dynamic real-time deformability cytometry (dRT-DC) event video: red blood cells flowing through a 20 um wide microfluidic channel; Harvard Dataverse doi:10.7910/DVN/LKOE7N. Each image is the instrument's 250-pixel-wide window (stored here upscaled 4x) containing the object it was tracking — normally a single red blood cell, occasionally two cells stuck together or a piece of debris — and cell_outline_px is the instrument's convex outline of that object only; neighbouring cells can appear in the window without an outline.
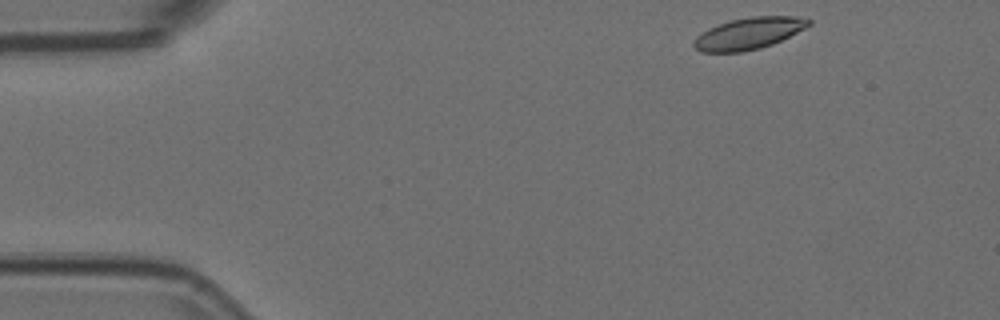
{"species": "Egyptian fruit bat (a non-hibernating species)", "species_latin": "Rousettus aegyptiacus", "temperature_condition": "room temperature", "stored_images_in_passage": 10, "camera_frame_rate_fps": 3000, "um_per_image_px": 0.085, "animal": {"sex": "female"}, "frame": {"image": 1, "passage_image": 1, "time_ms": 0.0, "image_size_px": [1000, 320], "cell_outline_px": [[812, 24], [772, 44], [760, 48], [744, 52], [700, 52], [692, 44], [696, 36], [728, 20], [752, 16], [796, 16], [812, 20]], "centroid_in_image_um": [63.64, 2.84], "position_along_channel_um": 21.4, "area_um2": 20.98}}